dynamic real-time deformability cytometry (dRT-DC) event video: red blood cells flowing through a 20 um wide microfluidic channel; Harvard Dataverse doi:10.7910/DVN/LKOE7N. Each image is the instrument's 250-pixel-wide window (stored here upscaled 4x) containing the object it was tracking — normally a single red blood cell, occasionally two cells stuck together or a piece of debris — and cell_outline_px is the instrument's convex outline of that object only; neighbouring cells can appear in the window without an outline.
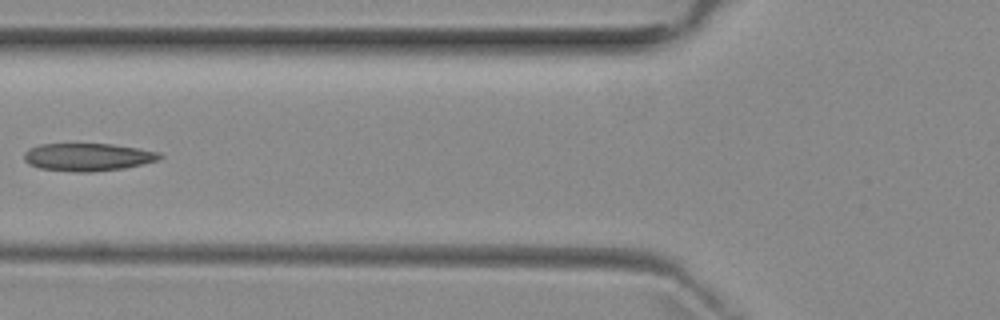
{"species": "common noctule bat (a hibernating species)", "species_latin": "Nyctalus noctula", "temperature_condition": "room temperature", "stored_images_in_passage": 6, "camera_frame_rate_fps": 3000, "um_per_image_px": 0.085, "animal": {"sex": "female", "body_mass_g": 29.2, "forearm_length_mm": 56.3}, "frame": {"image": 1, "passage_image": 4, "time_ms": 3.667, "image_size_px": [1000, 320], "cell_outline_px": [[164, 156], [156, 160], [124, 168], [92, 172], [76, 172], [40, 168], [28, 164], [24, 160], [24, 152], [28, 148], [40, 144], [112, 144], [140, 148], [160, 152]], "centroid_in_image_um": [7.44, 13.34], "position_along_channel_um": 118.4, "area_um2": 21.96}}
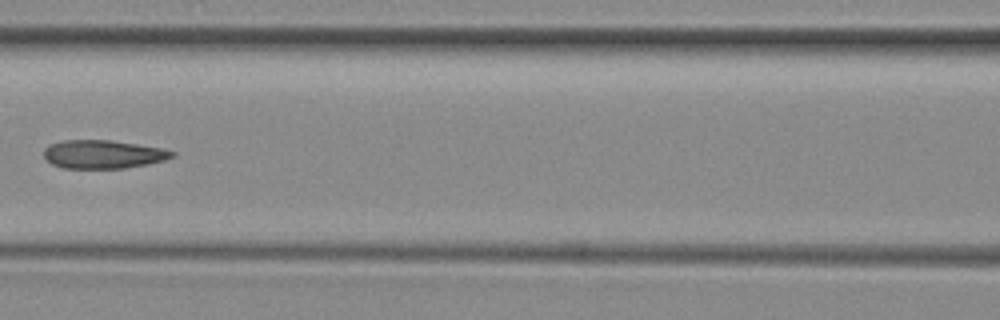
{"frame": {"image": 2, "passage_image": 5, "time_ms": 4.667, "image_size_px": [1000, 320], "cell_outline_px": [[176, 156], [164, 160], [148, 164], [124, 168], [64, 168], [52, 164], [44, 156], [44, 148], [48, 144], [64, 140], [112, 140], [160, 148], [176, 152]], "centroid_in_image_um": [8.76, 13.11], "position_along_channel_um": 157.8, "area_um2": 21.21}}
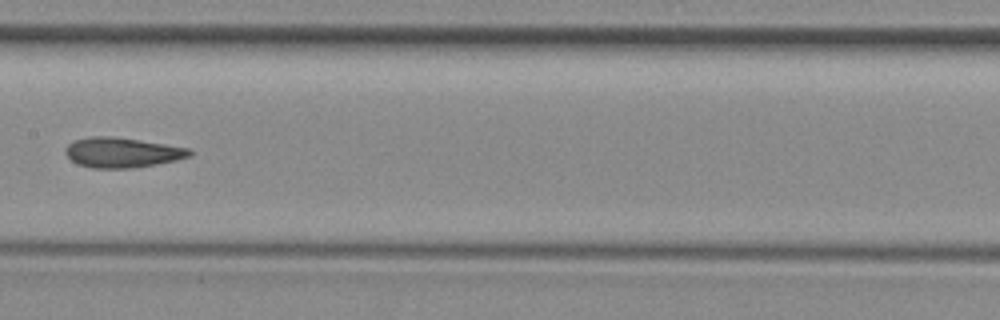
{"frame": {"image": 3, "passage_image": 6, "time_ms": 5.667, "image_size_px": [1000, 320], "cell_outline_px": [[192, 152], [188, 156], [176, 160], [156, 164], [132, 168], [92, 168], [76, 164], [64, 152], [64, 148], [72, 140], [88, 136], [112, 136], [192, 148]], "centroid_in_image_um": [10.33, 12.95], "position_along_channel_um": 197.1, "area_um2": 21.85}}